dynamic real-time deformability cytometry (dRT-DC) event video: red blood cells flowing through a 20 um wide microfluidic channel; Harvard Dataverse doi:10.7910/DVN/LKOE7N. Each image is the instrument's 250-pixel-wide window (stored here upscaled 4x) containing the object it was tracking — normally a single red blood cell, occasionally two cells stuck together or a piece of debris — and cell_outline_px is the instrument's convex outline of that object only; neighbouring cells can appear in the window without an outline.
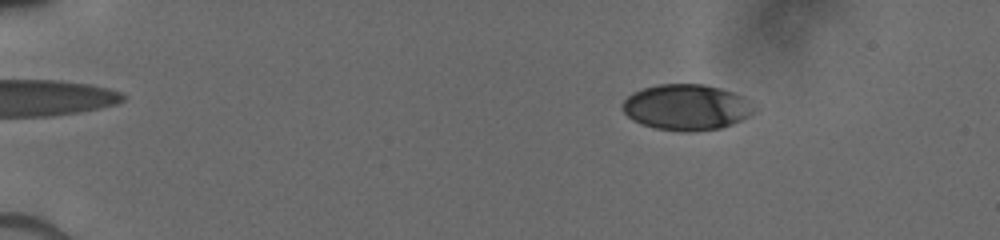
{"species": "human", "species_latin": "Homo sapiens", "temperature_condition": "cold", "stored_images_in_passage": 9, "camera_frame_rate_fps": 3000, "um_per_image_px": 0.085, "donor": {"sex": "male"}, "frame": {"image": 1, "passage_image": 2, "time_ms": 1.333, "image_size_px": [1000, 240], "cell_outline_px": [[756, 108], [748, 116], [732, 124], [720, 128], [680, 132], [656, 128], [640, 124], [632, 120], [620, 108], [620, 104], [632, 92], [656, 84], [704, 84], [720, 88], [732, 92], [740, 96]], "centroid_in_image_um": [58.27, 9.11], "position_along_channel_um": 26.7, "area_um2": 35.03}}
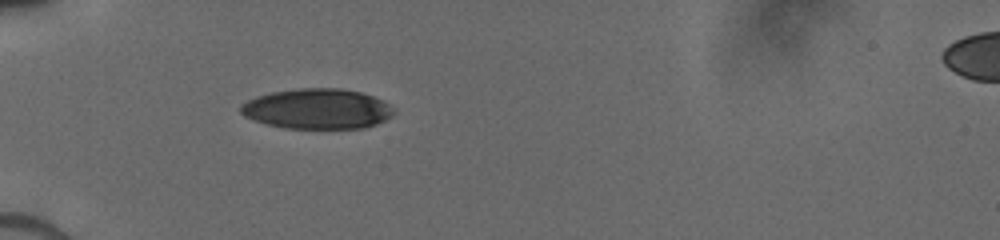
{"frame": {"image": 2, "passage_image": 6, "time_ms": 4.333, "image_size_px": [1000, 240], "cell_outline_px": [[396, 112], [392, 116], [376, 124], [364, 128], [284, 128], [268, 124], [244, 116], [240, 112], [240, 104], [256, 96], [272, 92], [300, 88], [340, 88], [360, 92], [384, 100]], "centroid_in_image_um": [26.98, 9.25], "position_along_channel_um": 58.0, "area_um2": 35.84}}
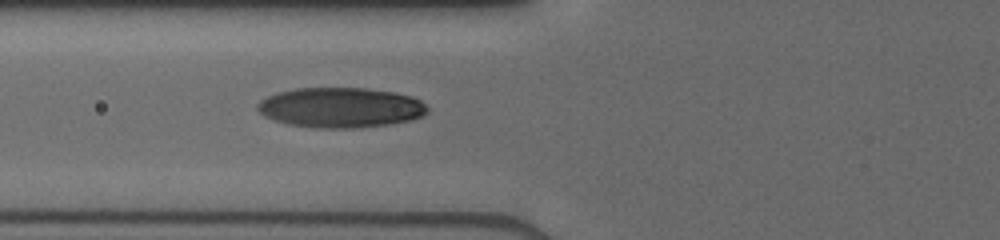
{"frame": {"image": 3, "passage_image": 9, "time_ms": 5.667, "image_size_px": [1000, 240], "cell_outline_px": [[428, 112], [424, 116], [412, 120], [388, 124], [360, 128], [320, 128], [288, 124], [264, 116], [256, 108], [256, 104], [260, 100], [276, 92], [296, 88], [364, 88], [392, 92], [412, 96], [420, 100], [428, 108]], "centroid_in_image_um": [28.95, 9.14], "position_along_channel_um": 96.8, "area_um2": 39.82}}